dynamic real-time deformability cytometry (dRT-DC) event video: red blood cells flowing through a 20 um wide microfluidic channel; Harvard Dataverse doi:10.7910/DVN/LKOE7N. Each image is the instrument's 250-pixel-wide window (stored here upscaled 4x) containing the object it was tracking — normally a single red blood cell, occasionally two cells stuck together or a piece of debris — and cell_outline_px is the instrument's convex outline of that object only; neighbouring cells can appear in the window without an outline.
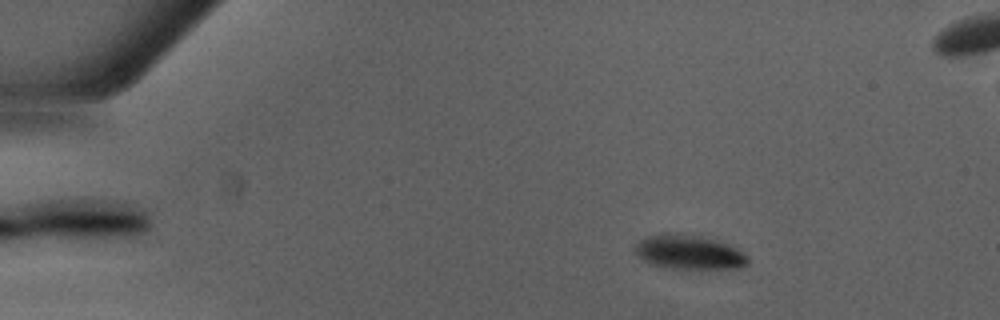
{"species": "Egyptian fruit bat (a non-hibernating species)", "species_latin": "Rousettus aegyptiacus", "temperature_condition": "warm", "stored_images_in_passage": 50, "camera_frame_rate_fps": 3000, "um_per_image_px": 0.085, "animal": {"sex": "male"}, "frame": {"image": 1, "passage_image": 8, "time_ms": 2.333, "image_size_px": [1000, 320], "cell_outline_px": [[748, 264], [736, 268], [684, 272], [664, 268], [652, 264], [636, 256], [636, 244], [644, 236], [660, 232], [676, 232], [700, 236], [724, 244], [740, 252], [748, 260]], "centroid_in_image_um": [58.46, 21.48], "position_along_channel_um": 26.5, "area_um2": 23.24}}
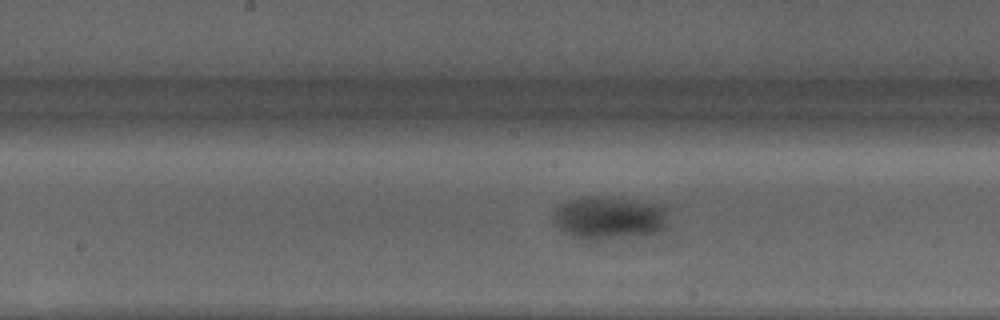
{"frame": {"image": 2, "passage_image": 26, "time_ms": 8.333, "image_size_px": [1000, 320], "cell_outline_px": [[664, 228], [660, 232], [588, 244], [568, 232], [556, 220], [556, 208], [560, 204], [572, 200], [624, 200], [664, 208]], "centroid_in_image_um": [51.77, 18.65], "position_along_channel_um": 196.4, "area_um2": 26.88}}
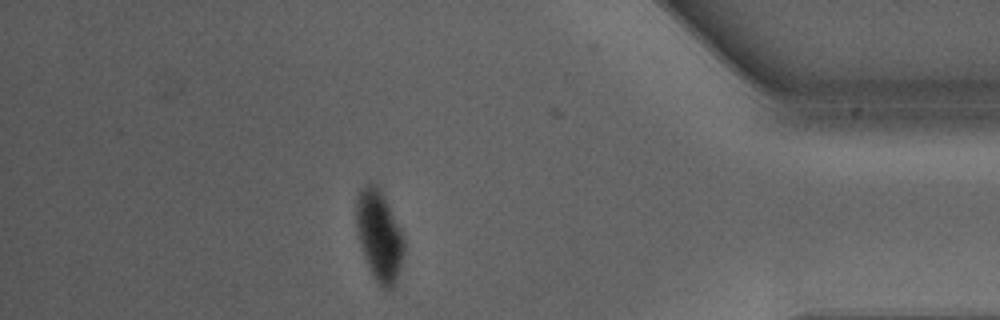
{"frame": {"image": 3, "passage_image": 43, "time_ms": 14.0, "image_size_px": [1000, 320], "cell_outline_px": [[404, 252], [400, 268], [392, 288], [384, 288], [376, 280], [364, 256], [360, 244], [356, 228], [356, 196], [364, 184], [376, 184], [380, 188], [404, 236]], "centroid_in_image_um": [32.22, 19.97], "position_along_channel_um": 403.0, "area_um2": 24.85}}